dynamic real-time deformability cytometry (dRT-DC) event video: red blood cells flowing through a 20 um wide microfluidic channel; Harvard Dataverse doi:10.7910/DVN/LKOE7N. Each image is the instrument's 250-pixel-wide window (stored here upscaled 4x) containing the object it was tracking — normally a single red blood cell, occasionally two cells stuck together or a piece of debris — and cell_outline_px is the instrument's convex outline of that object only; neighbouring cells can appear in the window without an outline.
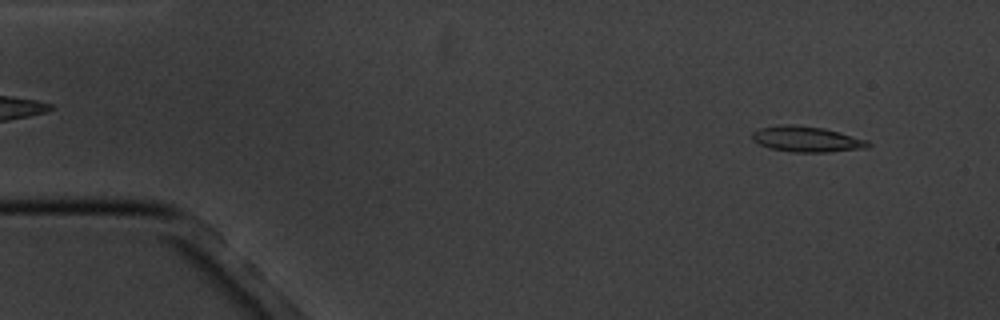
{"species": "common noctule bat (a hibernating species)", "species_latin": "Nyctalus noctula", "temperature_condition": "cold", "stored_images_in_passage": 4, "camera_frame_rate_fps": 3000, "um_per_image_px": 0.085, "animal": {"sex": "male", "body_mass_g": 20.1, "forearm_length_mm": 53.5}, "frame": {"image": 1, "passage_image": 1, "time_ms": 0.0, "image_size_px": [1000, 320], "cell_outline_px": [[872, 144], [868, 148], [828, 152], [792, 152], [768, 148], [752, 140], [752, 132], [760, 128], [780, 124], [792, 124], [824, 128], [868, 140]], "centroid_in_image_um": [68.57, 11.83], "position_along_channel_um": 16.4, "area_um2": 17.46}}
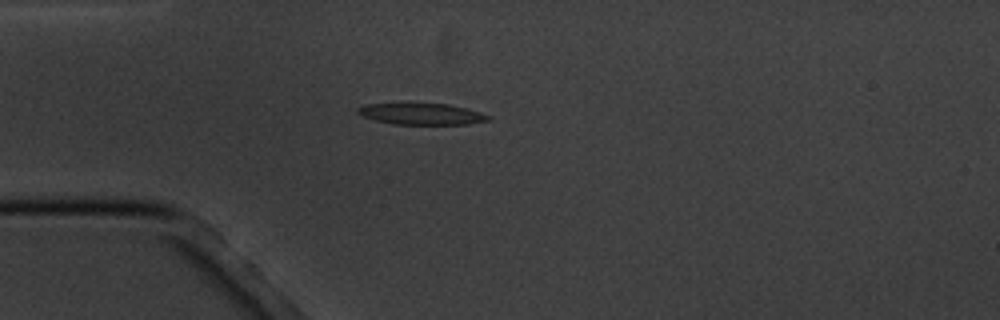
{"frame": {"image": 2, "passage_image": 4, "time_ms": 3.333, "image_size_px": [1000, 320], "cell_outline_px": [[492, 120], [468, 124], [392, 124], [376, 120], [364, 116], [356, 112], [356, 108], [364, 104], [448, 104], [468, 108], [492, 116]], "centroid_in_image_um": [35.89, 9.69], "position_along_channel_um": 49.1, "area_um2": 16.18}}